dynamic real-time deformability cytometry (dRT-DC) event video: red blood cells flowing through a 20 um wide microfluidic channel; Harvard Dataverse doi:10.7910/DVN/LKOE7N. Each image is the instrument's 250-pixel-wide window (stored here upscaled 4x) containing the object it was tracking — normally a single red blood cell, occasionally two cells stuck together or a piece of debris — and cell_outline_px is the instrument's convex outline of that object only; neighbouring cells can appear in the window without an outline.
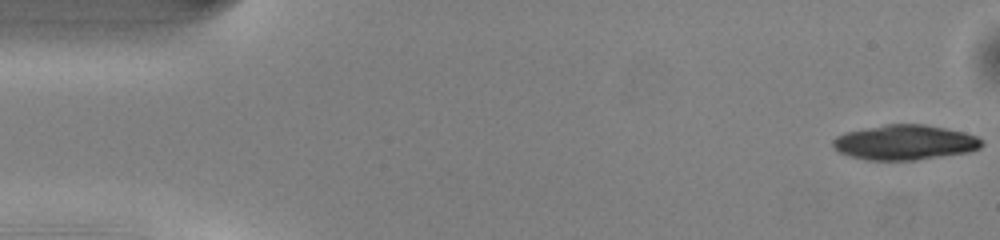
{"species": "common noctule bat (a hibernating species)", "species_latin": "Nyctalus noctula", "temperature_condition": "warm", "stored_images_in_passage": 49, "camera_frame_rate_fps": 3000, "um_per_image_px": 0.085, "animal": {"sex": "male", "body_mass_g": 13.0, "forearm_length_mm": 53.1}, "frame": {"image": 1, "passage_image": 1, "time_ms": 0.0, "image_size_px": [1000, 240], "cell_outline_px": [[984, 144], [980, 148], [968, 152], [916, 160], [868, 160], [852, 156], [840, 152], [832, 144], [832, 140], [836, 136], [848, 132], [884, 124], [924, 124], [964, 132], [976, 136], [984, 140]], "centroid_in_image_um": [76.95, 12.1], "position_along_channel_um": 8.0, "area_um2": 30.17}}
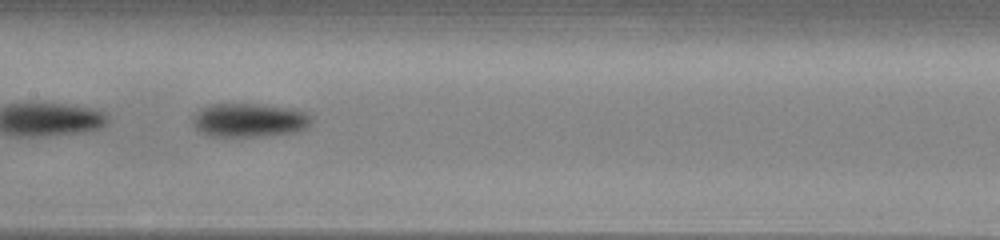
{"frame": {"image": 2, "passage_image": 24, "time_ms": 7.667, "image_size_px": [1000, 240], "cell_outline_px": [[308, 128], [296, 132], [260, 136], [208, 136], [200, 132], [196, 128], [192, 120], [200, 108], [208, 104], [256, 104], [284, 108], [304, 112], [308, 116]], "centroid_in_image_um": [21.1, 10.22], "position_along_channel_um": 186.3, "area_um2": 22.89}}
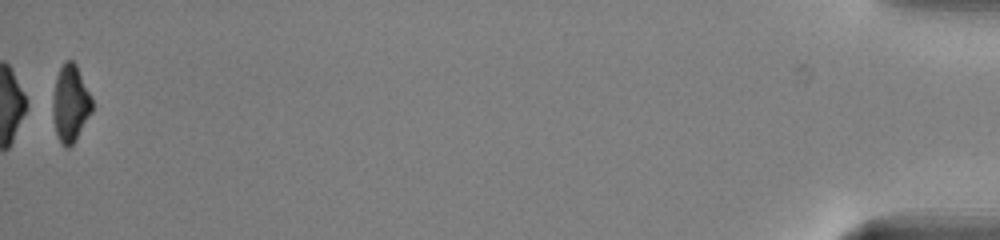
{"frame": {"image": 3, "passage_image": 49, "time_ms": 16.0, "image_size_px": [1000, 240], "cell_outline_px": [[92, 112], [76, 140], [68, 148], [64, 148], [60, 144], [56, 136], [52, 112], [52, 100], [56, 76], [64, 60], [72, 60], [76, 64], [92, 96]], "centroid_in_image_um": [5.98, 8.82], "position_along_channel_um": 429.2, "area_um2": 18.03}, "authors_computed_cell_mechanics": {"area_um2": 22.253, "velocity_mm_per_s": 4.1701, "shape_relaxation_time_tau1_ms": 1.7193, "shape_relaxation_time_tau2_ms": null, "deformation_change_tau1": 0.1165, "deformation_change_tau2": null}}